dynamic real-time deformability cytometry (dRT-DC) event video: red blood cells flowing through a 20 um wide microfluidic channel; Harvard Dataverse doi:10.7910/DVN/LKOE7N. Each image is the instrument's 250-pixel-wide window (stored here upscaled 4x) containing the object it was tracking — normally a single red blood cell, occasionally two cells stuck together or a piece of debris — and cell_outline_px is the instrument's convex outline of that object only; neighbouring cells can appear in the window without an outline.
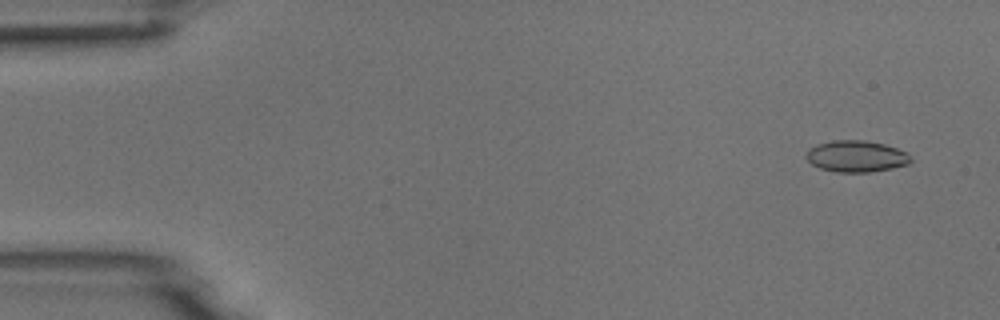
{"species": "common noctule bat (a hibernating species)", "species_latin": "Nyctalus noctula", "temperature_condition": "room temperature", "stored_images_in_passage": 5, "camera_frame_rate_fps": 3000, "um_per_image_px": 0.085, "animal": {"sex": "male", "body_mass_g": 18.8}, "frame": {"image": 1, "passage_image": 1, "time_ms": 0.0, "image_size_px": [1000, 320], "cell_outline_px": [[912, 160], [908, 164], [892, 168], [868, 172], [836, 172], [820, 168], [812, 164], [804, 156], [808, 148], [816, 144], [832, 140], [864, 140], [884, 144], [896, 148], [912, 156]], "centroid_in_image_um": [72.75, 13.28], "position_along_channel_um": 12.3, "area_um2": 19.25}}
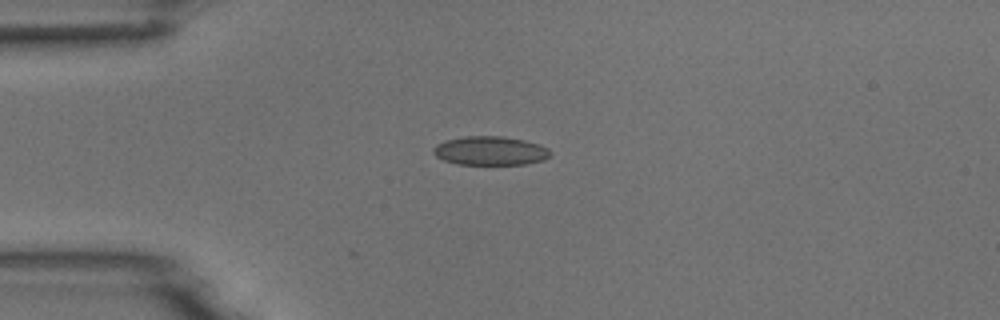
{"frame": {"image": 2, "passage_image": 4, "time_ms": 3.333, "image_size_px": [1000, 320], "cell_outline_px": [[552, 156], [544, 160], [524, 164], [456, 164], [444, 160], [436, 156], [432, 152], [432, 148], [436, 144], [444, 140], [464, 136], [504, 136], [524, 140], [540, 144], [548, 148], [552, 152]], "centroid_in_image_um": [41.68, 12.81], "position_along_channel_um": 43.3, "area_um2": 19.94}}
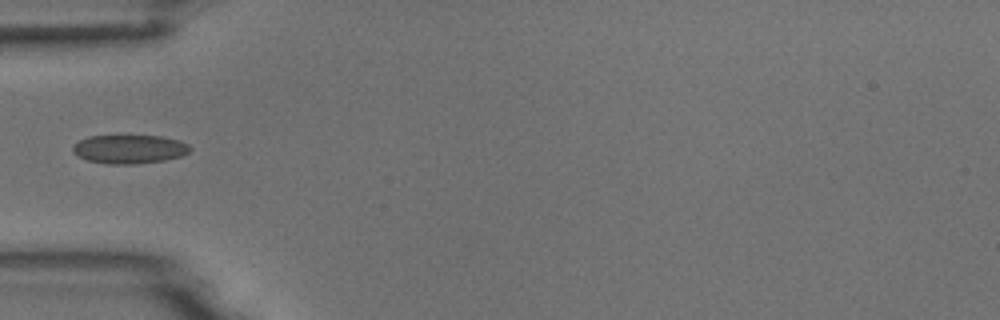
{"frame": {"image": 3, "passage_image": 5, "time_ms": 4.667, "image_size_px": [1000, 320], "cell_outline_px": [[192, 148], [188, 152], [180, 156], [164, 160], [136, 164], [108, 164], [88, 160], [76, 156], [72, 152], [72, 148], [80, 140], [88, 136], [120, 132], [160, 136], [180, 140], [188, 144]], "centroid_in_image_um": [10.96, 12.62], "position_along_channel_um": 74.0, "area_um2": 20.63}}